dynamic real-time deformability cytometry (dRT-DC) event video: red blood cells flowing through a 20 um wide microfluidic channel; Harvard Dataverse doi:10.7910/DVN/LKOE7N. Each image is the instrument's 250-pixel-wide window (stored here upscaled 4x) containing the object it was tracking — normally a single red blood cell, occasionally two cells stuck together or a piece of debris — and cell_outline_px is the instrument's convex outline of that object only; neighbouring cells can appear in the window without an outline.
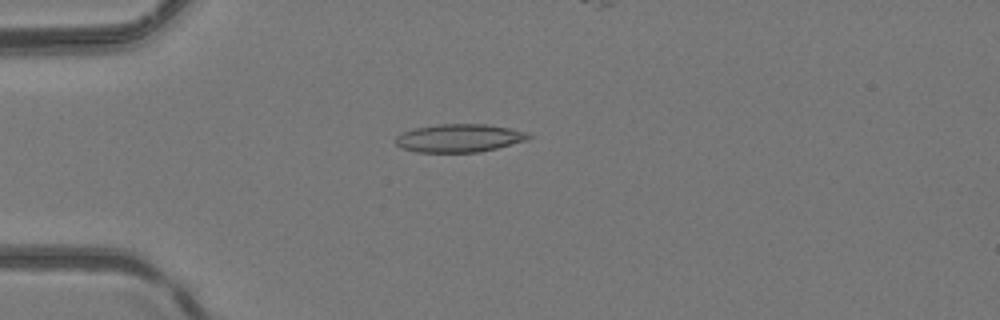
{"species": "common noctule bat (a hibernating species)", "species_latin": "Nyctalus noctula", "temperature_condition": "room temperature", "stored_images_in_passage": 3, "camera_frame_rate_fps": 3000, "um_per_image_px": 0.085, "animal": {"sex": "female", "body_mass_g": 24.6, "forearm_length_mm": 56.2}, "frame": {"image": 1, "passage_image": 1, "time_ms": 0.0, "image_size_px": [1000, 320], "cell_outline_px": [[532, 136], [528, 140], [480, 152], [416, 152], [400, 148], [396, 144], [396, 136], [412, 128], [440, 124], [488, 124], [528, 132]], "centroid_in_image_um": [39.03, 11.74], "position_along_channel_um": 46.0, "area_um2": 21.85}}